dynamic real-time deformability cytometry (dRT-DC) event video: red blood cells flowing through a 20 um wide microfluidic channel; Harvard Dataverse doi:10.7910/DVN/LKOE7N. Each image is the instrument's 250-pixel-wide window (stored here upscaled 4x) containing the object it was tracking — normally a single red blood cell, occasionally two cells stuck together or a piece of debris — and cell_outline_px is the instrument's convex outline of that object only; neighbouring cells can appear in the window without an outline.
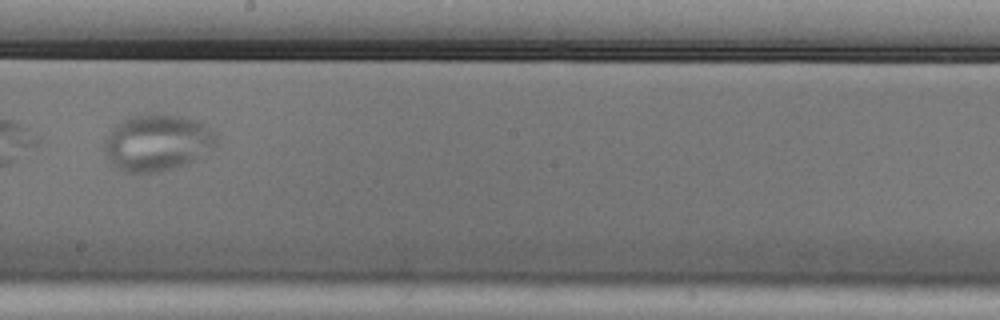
{"species": "Egyptian fruit bat (a non-hibernating species)", "species_latin": "Rousettus aegyptiacus", "temperature_condition": "cold", "stored_images_in_passage": 9, "camera_frame_rate_fps": 3000, "um_per_image_px": 0.085, "animal": {"sex": "male"}, "frame": {"image": 1, "passage_image": 7, "time_ms": 2.0, "image_size_px": [1000, 320], "cell_outline_px": [[220, 140], [216, 148], [184, 164], [160, 172], [124, 172], [112, 164], [108, 160], [104, 148], [104, 140], [108, 132], [120, 120], [128, 116], [144, 112], [156, 112], [184, 116], [200, 120], [216, 132]], "centroid_in_image_um": [13.39, 12.06], "position_along_channel_um": 234.8, "area_um2": 38.03}}
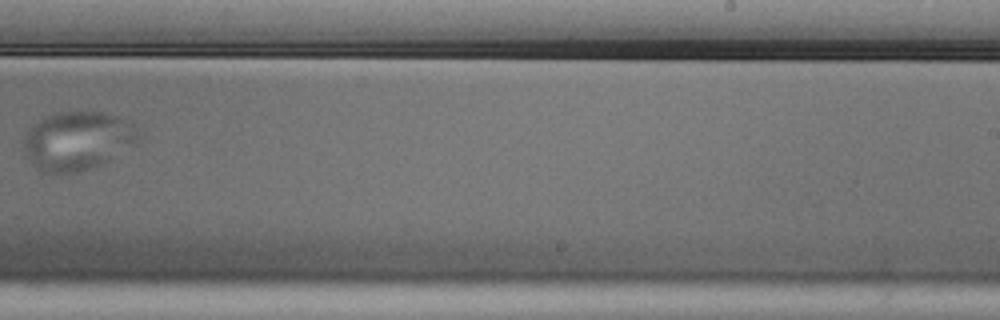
{"frame": {"image": 2, "passage_image": 8, "time_ms": 2.333, "image_size_px": [1000, 320], "cell_outline_px": [[140, 140], [104, 164], [76, 172], [40, 172], [32, 164], [24, 152], [24, 140], [32, 124], [44, 116], [56, 112], [104, 112], [128, 120], [140, 128]], "centroid_in_image_um": [6.62, 11.95], "position_along_channel_um": 282.4, "area_um2": 39.48}}